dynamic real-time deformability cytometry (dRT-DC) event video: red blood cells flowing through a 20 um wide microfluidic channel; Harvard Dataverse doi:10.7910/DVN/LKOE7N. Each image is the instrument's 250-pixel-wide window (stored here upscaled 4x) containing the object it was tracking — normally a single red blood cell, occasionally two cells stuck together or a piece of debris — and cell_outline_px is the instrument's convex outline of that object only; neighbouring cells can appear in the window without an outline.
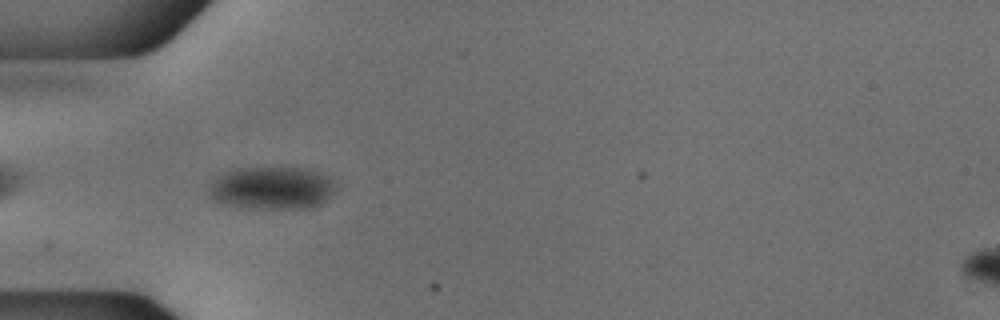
{"species": "common noctule bat (a hibernating species)", "species_latin": "Nyctalus noctula", "temperature_condition": "cold", "stored_images_in_passage": 15, "camera_frame_rate_fps": 3000, "um_per_image_px": 0.085, "animal": {"sex": "male", "body_mass_g": 18.8}, "frame": {"image": 1, "passage_image": 3, "time_ms": 0.667, "image_size_px": [1000, 320], "cell_outline_px": [[332, 192], [320, 204], [308, 208], [260, 208], [216, 204], [208, 196], [208, 188], [220, 176], [236, 168], [308, 168], [320, 172], [328, 176], [332, 180]], "centroid_in_image_um": [23.06, 15.99], "position_along_channel_um": 61.9, "area_um2": 31.21}}
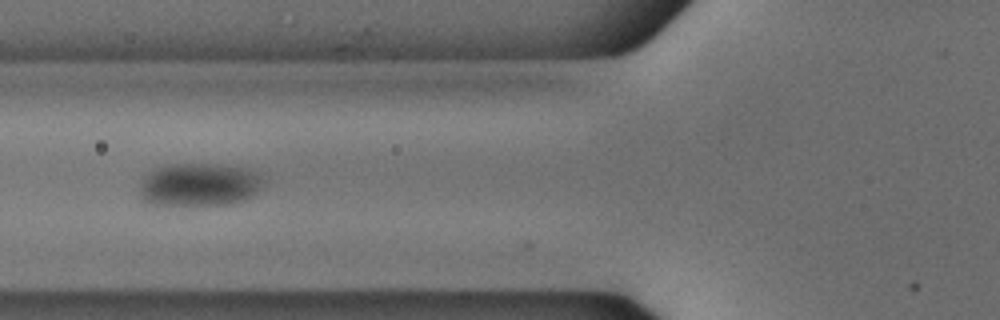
{"frame": {"image": 2, "passage_image": 7, "time_ms": 2.0, "image_size_px": [1000, 320], "cell_outline_px": [[264, 180], [260, 188], [252, 196], [244, 200], [228, 204], [156, 204], [144, 200], [140, 196], [140, 184], [144, 176], [156, 168], [164, 164], [220, 164], [244, 168], [256, 172]], "centroid_in_image_um": [16.93, 15.67], "position_along_channel_um": 108.9, "area_um2": 30.81}}
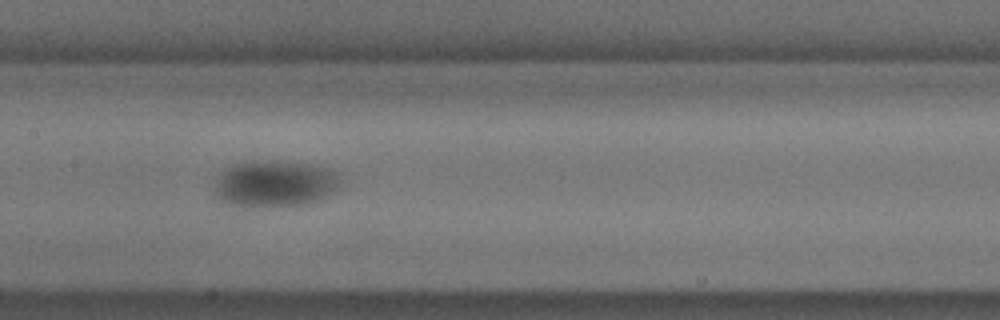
{"frame": {"image": 3, "passage_image": 13, "time_ms": 4.0, "image_size_px": [1000, 320], "cell_outline_px": [[340, 184], [332, 192], [316, 200], [304, 204], [232, 204], [220, 200], [216, 196], [216, 180], [220, 172], [224, 168], [236, 164], [252, 160], [280, 160], [308, 164], [324, 168], [332, 172], [340, 180]], "centroid_in_image_um": [23.31, 15.55], "position_along_channel_um": 184.1, "area_um2": 32.95}}